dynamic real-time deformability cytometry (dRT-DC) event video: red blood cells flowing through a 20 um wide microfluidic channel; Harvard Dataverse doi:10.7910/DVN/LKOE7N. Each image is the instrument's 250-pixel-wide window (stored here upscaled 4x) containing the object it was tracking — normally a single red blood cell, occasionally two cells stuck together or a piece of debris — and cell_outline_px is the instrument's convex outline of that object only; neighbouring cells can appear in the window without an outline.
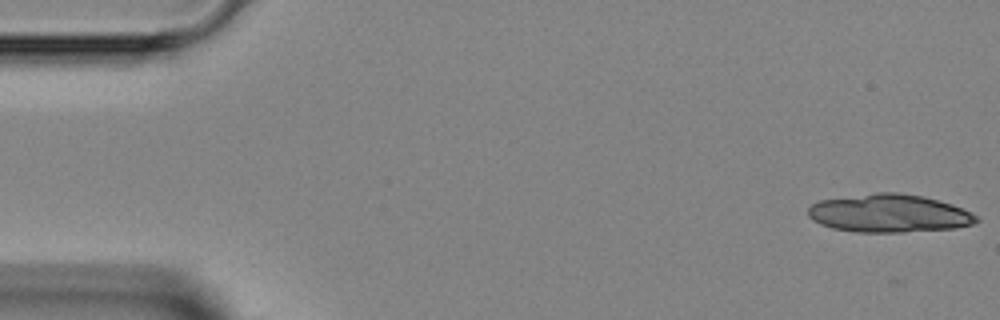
{"species": "Egyptian fruit bat (a non-hibernating species)", "species_latin": "Rousettus aegyptiacus", "temperature_condition": "room temperature", "stored_images_in_passage": 10, "camera_frame_rate_fps": 3000, "um_per_image_px": 0.085, "animal": {"sex": "female"}, "frame": {"image": 1, "passage_image": 1, "time_ms": 0.0, "image_size_px": [1000, 320], "cell_outline_px": [[980, 220], [976, 224], [956, 228], [904, 232], [856, 232], [832, 228], [820, 224], [812, 220], [808, 216], [808, 208], [812, 204], [820, 200], [876, 192], [896, 192], [924, 196], [952, 204], [964, 208], [980, 216]], "centroid_in_image_um": [75.63, 18.14], "position_along_channel_um": 9.4, "area_um2": 37.8}}